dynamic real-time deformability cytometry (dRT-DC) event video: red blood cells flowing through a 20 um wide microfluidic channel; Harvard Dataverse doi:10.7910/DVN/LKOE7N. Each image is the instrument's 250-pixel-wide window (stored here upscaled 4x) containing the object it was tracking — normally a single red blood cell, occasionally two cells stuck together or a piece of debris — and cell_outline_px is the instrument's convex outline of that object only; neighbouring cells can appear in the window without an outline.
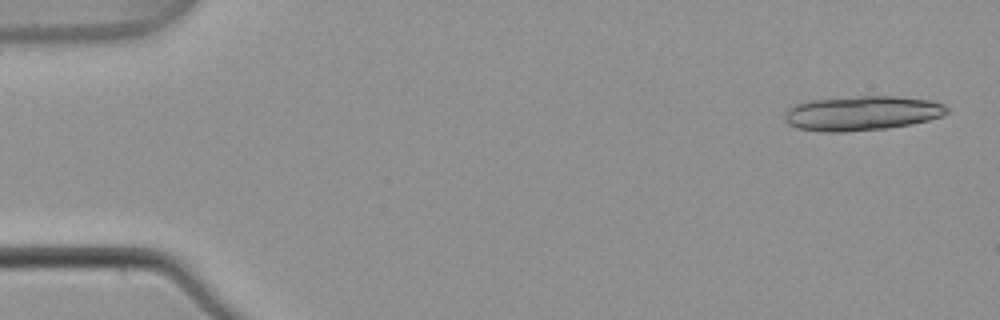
{"species": "common noctule bat (a hibernating species)", "species_latin": "Nyctalus noctula", "temperature_condition": "warm", "stored_images_in_passage": 5, "camera_frame_rate_fps": 3000, "um_per_image_px": 0.085, "animal": {"sex": "male", "body_mass_g": 21.5, "forearm_length_mm": 52.0}, "frame": {"image": 1, "passage_image": 1, "time_ms": 0.0, "image_size_px": [1000, 320], "cell_outline_px": [[948, 112], [940, 116], [928, 120], [912, 124], [888, 128], [848, 132], [820, 132], [800, 128], [788, 124], [784, 120], [784, 112], [788, 108], [796, 104], [812, 100], [860, 96], [896, 96], [932, 100], [944, 104], [948, 108]], "centroid_in_image_um": [73.26, 9.63], "position_along_channel_um": 11.7, "area_um2": 32.83}}
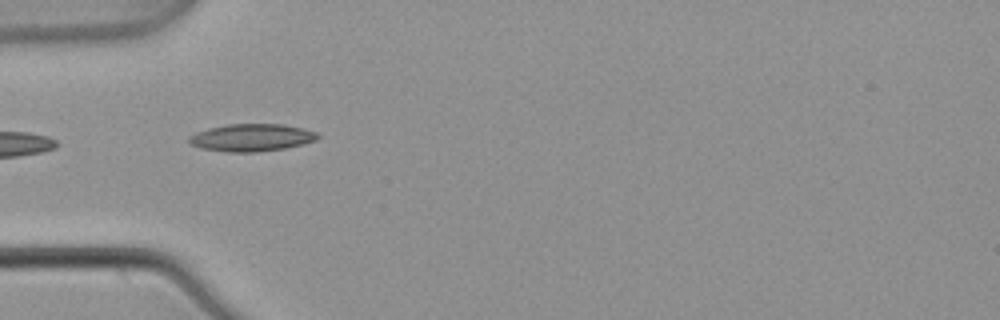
{"frame": {"image": 2, "passage_image": 5, "time_ms": 1.333, "image_size_px": [1000, 320], "cell_outline_px": [[320, 136], [316, 140], [284, 148], [256, 152], [228, 152], [200, 148], [188, 144], [188, 136], [196, 132], [208, 128], [228, 124], [284, 124], [316, 132]], "centroid_in_image_um": [21.32, 11.69], "position_along_channel_um": 63.7, "area_um2": 20.52}}